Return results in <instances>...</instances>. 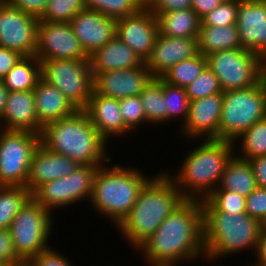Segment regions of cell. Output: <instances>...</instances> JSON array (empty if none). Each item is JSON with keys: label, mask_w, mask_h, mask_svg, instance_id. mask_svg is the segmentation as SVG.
Here are the masks:
<instances>
[{"label": "cell", "mask_w": 266, "mask_h": 266, "mask_svg": "<svg viewBox=\"0 0 266 266\" xmlns=\"http://www.w3.org/2000/svg\"><path fill=\"white\" fill-rule=\"evenodd\" d=\"M138 250L148 265L180 266L202 256L205 259L201 200L186 199Z\"/></svg>", "instance_id": "obj_1"}, {"label": "cell", "mask_w": 266, "mask_h": 266, "mask_svg": "<svg viewBox=\"0 0 266 266\" xmlns=\"http://www.w3.org/2000/svg\"><path fill=\"white\" fill-rule=\"evenodd\" d=\"M186 198L165 172H160L141 189L127 217L117 227L128 244L137 249Z\"/></svg>", "instance_id": "obj_2"}, {"label": "cell", "mask_w": 266, "mask_h": 266, "mask_svg": "<svg viewBox=\"0 0 266 266\" xmlns=\"http://www.w3.org/2000/svg\"><path fill=\"white\" fill-rule=\"evenodd\" d=\"M198 144L186 154L177 174L165 173L186 199L204 200L219 186L237 145L221 139H203Z\"/></svg>", "instance_id": "obj_3"}, {"label": "cell", "mask_w": 266, "mask_h": 266, "mask_svg": "<svg viewBox=\"0 0 266 266\" xmlns=\"http://www.w3.org/2000/svg\"><path fill=\"white\" fill-rule=\"evenodd\" d=\"M40 143L80 165H109L112 161L107 157V141L84 110H77L71 116L46 124L40 134Z\"/></svg>", "instance_id": "obj_4"}, {"label": "cell", "mask_w": 266, "mask_h": 266, "mask_svg": "<svg viewBox=\"0 0 266 266\" xmlns=\"http://www.w3.org/2000/svg\"><path fill=\"white\" fill-rule=\"evenodd\" d=\"M113 165V166H112ZM151 179L136 167H122L118 163L99 167L91 193L95 211L106 215L116 228L127 217L144 185Z\"/></svg>", "instance_id": "obj_5"}, {"label": "cell", "mask_w": 266, "mask_h": 266, "mask_svg": "<svg viewBox=\"0 0 266 266\" xmlns=\"http://www.w3.org/2000/svg\"><path fill=\"white\" fill-rule=\"evenodd\" d=\"M260 222L246 212H203V243L209 261L245 250L256 251ZM245 249V250H244Z\"/></svg>", "instance_id": "obj_6"}, {"label": "cell", "mask_w": 266, "mask_h": 266, "mask_svg": "<svg viewBox=\"0 0 266 266\" xmlns=\"http://www.w3.org/2000/svg\"><path fill=\"white\" fill-rule=\"evenodd\" d=\"M266 117V77L256 86L223 92L219 139L234 142Z\"/></svg>", "instance_id": "obj_7"}, {"label": "cell", "mask_w": 266, "mask_h": 266, "mask_svg": "<svg viewBox=\"0 0 266 266\" xmlns=\"http://www.w3.org/2000/svg\"><path fill=\"white\" fill-rule=\"evenodd\" d=\"M206 59L223 92L256 86L266 77V61L242 47L218 51Z\"/></svg>", "instance_id": "obj_8"}, {"label": "cell", "mask_w": 266, "mask_h": 266, "mask_svg": "<svg viewBox=\"0 0 266 266\" xmlns=\"http://www.w3.org/2000/svg\"><path fill=\"white\" fill-rule=\"evenodd\" d=\"M51 213L32 196L20 208L8 228L20 259H30L51 247L48 245L54 221Z\"/></svg>", "instance_id": "obj_9"}, {"label": "cell", "mask_w": 266, "mask_h": 266, "mask_svg": "<svg viewBox=\"0 0 266 266\" xmlns=\"http://www.w3.org/2000/svg\"><path fill=\"white\" fill-rule=\"evenodd\" d=\"M40 62L41 78L58 88L78 110H83L93 92V74L89 58Z\"/></svg>", "instance_id": "obj_10"}, {"label": "cell", "mask_w": 266, "mask_h": 266, "mask_svg": "<svg viewBox=\"0 0 266 266\" xmlns=\"http://www.w3.org/2000/svg\"><path fill=\"white\" fill-rule=\"evenodd\" d=\"M40 134L0 129V186H25Z\"/></svg>", "instance_id": "obj_11"}, {"label": "cell", "mask_w": 266, "mask_h": 266, "mask_svg": "<svg viewBox=\"0 0 266 266\" xmlns=\"http://www.w3.org/2000/svg\"><path fill=\"white\" fill-rule=\"evenodd\" d=\"M100 166L102 165H80L68 176L42 184L31 196L51 212L53 209L90 199L95 175Z\"/></svg>", "instance_id": "obj_12"}, {"label": "cell", "mask_w": 266, "mask_h": 266, "mask_svg": "<svg viewBox=\"0 0 266 266\" xmlns=\"http://www.w3.org/2000/svg\"><path fill=\"white\" fill-rule=\"evenodd\" d=\"M39 19L11 6L0 4V46L34 56L37 49Z\"/></svg>", "instance_id": "obj_13"}, {"label": "cell", "mask_w": 266, "mask_h": 266, "mask_svg": "<svg viewBox=\"0 0 266 266\" xmlns=\"http://www.w3.org/2000/svg\"><path fill=\"white\" fill-rule=\"evenodd\" d=\"M35 56L39 60L88 59L69 22L39 21Z\"/></svg>", "instance_id": "obj_14"}, {"label": "cell", "mask_w": 266, "mask_h": 266, "mask_svg": "<svg viewBox=\"0 0 266 266\" xmlns=\"http://www.w3.org/2000/svg\"><path fill=\"white\" fill-rule=\"evenodd\" d=\"M158 35L157 18L147 7L135 15L116 20V36L144 63L150 57Z\"/></svg>", "instance_id": "obj_15"}, {"label": "cell", "mask_w": 266, "mask_h": 266, "mask_svg": "<svg viewBox=\"0 0 266 266\" xmlns=\"http://www.w3.org/2000/svg\"><path fill=\"white\" fill-rule=\"evenodd\" d=\"M223 106V91L201 99L190 100L185 123L181 124V134L198 140L219 139V122Z\"/></svg>", "instance_id": "obj_16"}, {"label": "cell", "mask_w": 266, "mask_h": 266, "mask_svg": "<svg viewBox=\"0 0 266 266\" xmlns=\"http://www.w3.org/2000/svg\"><path fill=\"white\" fill-rule=\"evenodd\" d=\"M240 45L266 61V0H238Z\"/></svg>", "instance_id": "obj_17"}, {"label": "cell", "mask_w": 266, "mask_h": 266, "mask_svg": "<svg viewBox=\"0 0 266 266\" xmlns=\"http://www.w3.org/2000/svg\"><path fill=\"white\" fill-rule=\"evenodd\" d=\"M92 74L93 90L114 99L139 95L153 78L145 63L137 68Z\"/></svg>", "instance_id": "obj_18"}, {"label": "cell", "mask_w": 266, "mask_h": 266, "mask_svg": "<svg viewBox=\"0 0 266 266\" xmlns=\"http://www.w3.org/2000/svg\"><path fill=\"white\" fill-rule=\"evenodd\" d=\"M69 24L87 56L116 36V19L99 11L85 8Z\"/></svg>", "instance_id": "obj_19"}, {"label": "cell", "mask_w": 266, "mask_h": 266, "mask_svg": "<svg viewBox=\"0 0 266 266\" xmlns=\"http://www.w3.org/2000/svg\"><path fill=\"white\" fill-rule=\"evenodd\" d=\"M198 53L197 38L168 37L159 34L145 64L153 77H161L175 64Z\"/></svg>", "instance_id": "obj_20"}, {"label": "cell", "mask_w": 266, "mask_h": 266, "mask_svg": "<svg viewBox=\"0 0 266 266\" xmlns=\"http://www.w3.org/2000/svg\"><path fill=\"white\" fill-rule=\"evenodd\" d=\"M79 166L78 162L52 152L40 143L32 155L26 188L32 194L42 184L66 177Z\"/></svg>", "instance_id": "obj_21"}, {"label": "cell", "mask_w": 266, "mask_h": 266, "mask_svg": "<svg viewBox=\"0 0 266 266\" xmlns=\"http://www.w3.org/2000/svg\"><path fill=\"white\" fill-rule=\"evenodd\" d=\"M0 128L41 134L33 90L9 92L0 117Z\"/></svg>", "instance_id": "obj_22"}, {"label": "cell", "mask_w": 266, "mask_h": 266, "mask_svg": "<svg viewBox=\"0 0 266 266\" xmlns=\"http://www.w3.org/2000/svg\"><path fill=\"white\" fill-rule=\"evenodd\" d=\"M83 110L106 141L114 135L115 137H123L131 132L122 120L119 111V99L97 94L93 90L88 104Z\"/></svg>", "instance_id": "obj_23"}, {"label": "cell", "mask_w": 266, "mask_h": 266, "mask_svg": "<svg viewBox=\"0 0 266 266\" xmlns=\"http://www.w3.org/2000/svg\"><path fill=\"white\" fill-rule=\"evenodd\" d=\"M92 73L137 68L142 59L117 36L88 56Z\"/></svg>", "instance_id": "obj_24"}, {"label": "cell", "mask_w": 266, "mask_h": 266, "mask_svg": "<svg viewBox=\"0 0 266 266\" xmlns=\"http://www.w3.org/2000/svg\"><path fill=\"white\" fill-rule=\"evenodd\" d=\"M37 118L43 128L46 124L73 115L78 109L55 86L42 78L33 89Z\"/></svg>", "instance_id": "obj_25"}, {"label": "cell", "mask_w": 266, "mask_h": 266, "mask_svg": "<svg viewBox=\"0 0 266 266\" xmlns=\"http://www.w3.org/2000/svg\"><path fill=\"white\" fill-rule=\"evenodd\" d=\"M159 34L168 37L198 38L201 19L191 8L155 15Z\"/></svg>", "instance_id": "obj_26"}, {"label": "cell", "mask_w": 266, "mask_h": 266, "mask_svg": "<svg viewBox=\"0 0 266 266\" xmlns=\"http://www.w3.org/2000/svg\"><path fill=\"white\" fill-rule=\"evenodd\" d=\"M258 187L248 160L233 156L228 162L221 182L215 190H228L247 197Z\"/></svg>", "instance_id": "obj_27"}, {"label": "cell", "mask_w": 266, "mask_h": 266, "mask_svg": "<svg viewBox=\"0 0 266 266\" xmlns=\"http://www.w3.org/2000/svg\"><path fill=\"white\" fill-rule=\"evenodd\" d=\"M197 43L198 51L204 56L222 50L241 48L236 24L230 26H200Z\"/></svg>", "instance_id": "obj_28"}, {"label": "cell", "mask_w": 266, "mask_h": 266, "mask_svg": "<svg viewBox=\"0 0 266 266\" xmlns=\"http://www.w3.org/2000/svg\"><path fill=\"white\" fill-rule=\"evenodd\" d=\"M41 79V62L34 56H23L1 80L9 92L33 90Z\"/></svg>", "instance_id": "obj_29"}, {"label": "cell", "mask_w": 266, "mask_h": 266, "mask_svg": "<svg viewBox=\"0 0 266 266\" xmlns=\"http://www.w3.org/2000/svg\"><path fill=\"white\" fill-rule=\"evenodd\" d=\"M148 123L166 122L163 79L153 77L139 94Z\"/></svg>", "instance_id": "obj_30"}, {"label": "cell", "mask_w": 266, "mask_h": 266, "mask_svg": "<svg viewBox=\"0 0 266 266\" xmlns=\"http://www.w3.org/2000/svg\"><path fill=\"white\" fill-rule=\"evenodd\" d=\"M206 67V56L199 52L192 58L183 60L172 66L161 78L170 85L186 88Z\"/></svg>", "instance_id": "obj_31"}, {"label": "cell", "mask_w": 266, "mask_h": 266, "mask_svg": "<svg viewBox=\"0 0 266 266\" xmlns=\"http://www.w3.org/2000/svg\"><path fill=\"white\" fill-rule=\"evenodd\" d=\"M31 197L25 186H0V229H8L20 208Z\"/></svg>", "instance_id": "obj_32"}, {"label": "cell", "mask_w": 266, "mask_h": 266, "mask_svg": "<svg viewBox=\"0 0 266 266\" xmlns=\"http://www.w3.org/2000/svg\"><path fill=\"white\" fill-rule=\"evenodd\" d=\"M240 141L239 149L241 151L235 156L238 158L248 160L259 156L266 155V117L254 123L250 128L243 132L238 138L234 140V145Z\"/></svg>", "instance_id": "obj_33"}, {"label": "cell", "mask_w": 266, "mask_h": 266, "mask_svg": "<svg viewBox=\"0 0 266 266\" xmlns=\"http://www.w3.org/2000/svg\"><path fill=\"white\" fill-rule=\"evenodd\" d=\"M246 197L228 190H213L201 200L203 212H230L233 215L246 212Z\"/></svg>", "instance_id": "obj_34"}, {"label": "cell", "mask_w": 266, "mask_h": 266, "mask_svg": "<svg viewBox=\"0 0 266 266\" xmlns=\"http://www.w3.org/2000/svg\"><path fill=\"white\" fill-rule=\"evenodd\" d=\"M85 6L116 20L135 15L144 8L139 0H85Z\"/></svg>", "instance_id": "obj_35"}, {"label": "cell", "mask_w": 266, "mask_h": 266, "mask_svg": "<svg viewBox=\"0 0 266 266\" xmlns=\"http://www.w3.org/2000/svg\"><path fill=\"white\" fill-rule=\"evenodd\" d=\"M163 97L165 98L166 122L171 119L183 118L182 124L185 123L189 110V97L185 88L173 86L163 80Z\"/></svg>", "instance_id": "obj_36"}, {"label": "cell", "mask_w": 266, "mask_h": 266, "mask_svg": "<svg viewBox=\"0 0 266 266\" xmlns=\"http://www.w3.org/2000/svg\"><path fill=\"white\" fill-rule=\"evenodd\" d=\"M85 8V0H49L39 21L70 22Z\"/></svg>", "instance_id": "obj_37"}, {"label": "cell", "mask_w": 266, "mask_h": 266, "mask_svg": "<svg viewBox=\"0 0 266 266\" xmlns=\"http://www.w3.org/2000/svg\"><path fill=\"white\" fill-rule=\"evenodd\" d=\"M185 90L189 100H197L222 92L218 78L208 68V66L185 88Z\"/></svg>", "instance_id": "obj_38"}, {"label": "cell", "mask_w": 266, "mask_h": 266, "mask_svg": "<svg viewBox=\"0 0 266 266\" xmlns=\"http://www.w3.org/2000/svg\"><path fill=\"white\" fill-rule=\"evenodd\" d=\"M238 0H225L201 18L200 26H230L237 21Z\"/></svg>", "instance_id": "obj_39"}, {"label": "cell", "mask_w": 266, "mask_h": 266, "mask_svg": "<svg viewBox=\"0 0 266 266\" xmlns=\"http://www.w3.org/2000/svg\"><path fill=\"white\" fill-rule=\"evenodd\" d=\"M119 111L124 124L132 131L148 122L139 95L119 99Z\"/></svg>", "instance_id": "obj_40"}, {"label": "cell", "mask_w": 266, "mask_h": 266, "mask_svg": "<svg viewBox=\"0 0 266 266\" xmlns=\"http://www.w3.org/2000/svg\"><path fill=\"white\" fill-rule=\"evenodd\" d=\"M246 213L261 222L266 218V189L257 187L246 197Z\"/></svg>", "instance_id": "obj_41"}, {"label": "cell", "mask_w": 266, "mask_h": 266, "mask_svg": "<svg viewBox=\"0 0 266 266\" xmlns=\"http://www.w3.org/2000/svg\"><path fill=\"white\" fill-rule=\"evenodd\" d=\"M52 248L53 247L48 248L29 260L34 266H73L66 256L61 255L59 251Z\"/></svg>", "instance_id": "obj_42"}, {"label": "cell", "mask_w": 266, "mask_h": 266, "mask_svg": "<svg viewBox=\"0 0 266 266\" xmlns=\"http://www.w3.org/2000/svg\"><path fill=\"white\" fill-rule=\"evenodd\" d=\"M192 0H153L147 7L154 15L191 8Z\"/></svg>", "instance_id": "obj_43"}, {"label": "cell", "mask_w": 266, "mask_h": 266, "mask_svg": "<svg viewBox=\"0 0 266 266\" xmlns=\"http://www.w3.org/2000/svg\"><path fill=\"white\" fill-rule=\"evenodd\" d=\"M18 260H20V258L14 250L9 230L0 229V266H7Z\"/></svg>", "instance_id": "obj_44"}, {"label": "cell", "mask_w": 266, "mask_h": 266, "mask_svg": "<svg viewBox=\"0 0 266 266\" xmlns=\"http://www.w3.org/2000/svg\"><path fill=\"white\" fill-rule=\"evenodd\" d=\"M11 6L40 18L49 0H6Z\"/></svg>", "instance_id": "obj_45"}, {"label": "cell", "mask_w": 266, "mask_h": 266, "mask_svg": "<svg viewBox=\"0 0 266 266\" xmlns=\"http://www.w3.org/2000/svg\"><path fill=\"white\" fill-rule=\"evenodd\" d=\"M23 57L18 51L0 46V80L17 64Z\"/></svg>", "instance_id": "obj_46"}, {"label": "cell", "mask_w": 266, "mask_h": 266, "mask_svg": "<svg viewBox=\"0 0 266 266\" xmlns=\"http://www.w3.org/2000/svg\"><path fill=\"white\" fill-rule=\"evenodd\" d=\"M257 185L266 189V155L248 159Z\"/></svg>", "instance_id": "obj_47"}, {"label": "cell", "mask_w": 266, "mask_h": 266, "mask_svg": "<svg viewBox=\"0 0 266 266\" xmlns=\"http://www.w3.org/2000/svg\"><path fill=\"white\" fill-rule=\"evenodd\" d=\"M224 1L225 0H192L191 9L194 10L201 19Z\"/></svg>", "instance_id": "obj_48"}, {"label": "cell", "mask_w": 266, "mask_h": 266, "mask_svg": "<svg viewBox=\"0 0 266 266\" xmlns=\"http://www.w3.org/2000/svg\"><path fill=\"white\" fill-rule=\"evenodd\" d=\"M255 257H257L256 263L257 266H266V235L260 234L259 241L257 243Z\"/></svg>", "instance_id": "obj_49"}, {"label": "cell", "mask_w": 266, "mask_h": 266, "mask_svg": "<svg viewBox=\"0 0 266 266\" xmlns=\"http://www.w3.org/2000/svg\"><path fill=\"white\" fill-rule=\"evenodd\" d=\"M9 91L3 85L2 81L0 80V117L4 111L5 104L8 98Z\"/></svg>", "instance_id": "obj_50"}, {"label": "cell", "mask_w": 266, "mask_h": 266, "mask_svg": "<svg viewBox=\"0 0 266 266\" xmlns=\"http://www.w3.org/2000/svg\"><path fill=\"white\" fill-rule=\"evenodd\" d=\"M7 266H34L29 259H20L18 261H14Z\"/></svg>", "instance_id": "obj_51"}, {"label": "cell", "mask_w": 266, "mask_h": 266, "mask_svg": "<svg viewBox=\"0 0 266 266\" xmlns=\"http://www.w3.org/2000/svg\"><path fill=\"white\" fill-rule=\"evenodd\" d=\"M260 234L266 235V218L260 222Z\"/></svg>", "instance_id": "obj_52"}, {"label": "cell", "mask_w": 266, "mask_h": 266, "mask_svg": "<svg viewBox=\"0 0 266 266\" xmlns=\"http://www.w3.org/2000/svg\"><path fill=\"white\" fill-rule=\"evenodd\" d=\"M143 5L144 7H148L153 0H139Z\"/></svg>", "instance_id": "obj_53"}, {"label": "cell", "mask_w": 266, "mask_h": 266, "mask_svg": "<svg viewBox=\"0 0 266 266\" xmlns=\"http://www.w3.org/2000/svg\"><path fill=\"white\" fill-rule=\"evenodd\" d=\"M149 266H178V265H149Z\"/></svg>", "instance_id": "obj_54"}]
</instances>
